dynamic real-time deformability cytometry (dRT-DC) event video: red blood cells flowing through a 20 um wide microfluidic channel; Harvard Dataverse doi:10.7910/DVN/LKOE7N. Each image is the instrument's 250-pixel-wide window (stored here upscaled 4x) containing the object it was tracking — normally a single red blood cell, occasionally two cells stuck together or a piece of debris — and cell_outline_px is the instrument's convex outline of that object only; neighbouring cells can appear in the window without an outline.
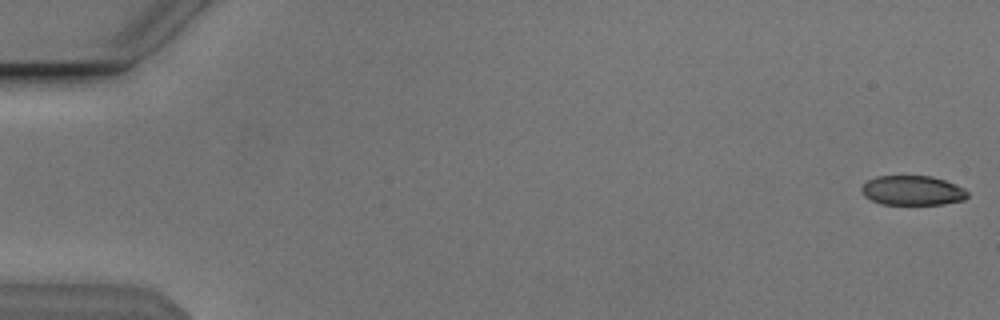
{"species": "Egyptian fruit bat (a non-hibernating species)", "species_latin": "Rousettus aegyptiacus", "temperature_condition": "cold", "stored_images_in_passage": 54, "camera_frame_rate_fps": 3000, "um_per_image_px": 0.085, "animal": {"sex": "male"}, "frame": {"image": 1, "passage_image": 1, "time_ms": 0.0, "image_size_px": [1000, 320], "cell_outline_px": [[968, 196], [964, 200], [944, 204], [880, 204], [864, 196], [860, 188], [868, 180], [876, 176], [932, 176], [956, 184], [964, 188], [968, 192]], "centroid_in_image_um": [77.57, 16.19], "position_along_channel_um": 7.4, "area_um2": 18.32}}
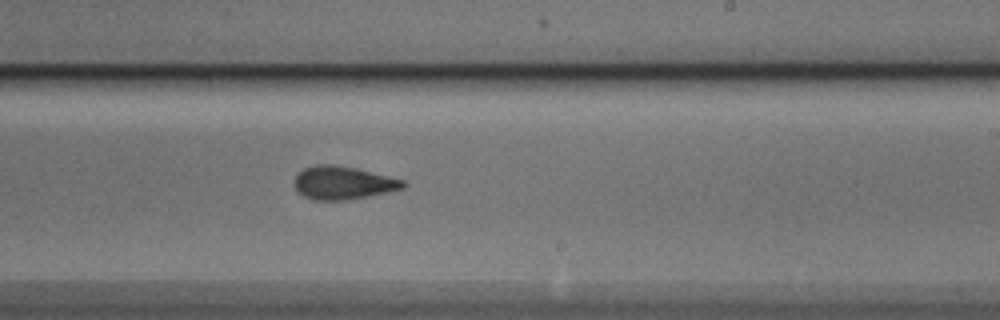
{"frame": {"image": 2, "passage_image": 33, "time_ms": 10.667, "image_size_px": [1000, 320], "cell_outline_px": [[408, 184], [404, 188], [388, 192], [348, 200], [312, 200], [296, 192], [292, 184], [296, 176], [304, 168], [316, 164], [332, 164], [356, 168], [404, 180]], "centroid_in_image_um": [29.13, 15.55], "position_along_channel_um": 259.9, "area_um2": 21.21}}
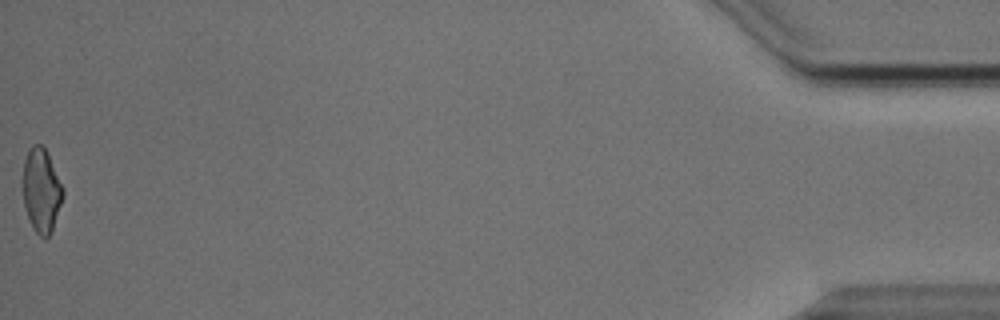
{"frame": {"image": 3, "passage_image": 54, "time_ms": 17.667, "image_size_px": [1000, 320], "cell_outline_px": [[64, 196], [52, 228], [48, 236], [44, 240], [32, 228], [24, 204], [24, 160], [28, 148], [32, 144], [40, 144], [44, 148], [64, 188]], "centroid_in_image_um": [3.52, 16.19], "position_along_channel_um": 431.7, "area_um2": 19.25}, "authors_computed_cell_mechanics": {"area_um2": 20.4323, "velocity_mm_per_s": 3.8508, "shape_relaxation_time_tau1_ms": 4.9552, "shape_relaxation_time_tau2_ms": 2.4688, "deformation_change_tau1": 0.1419, "deformation_change_tau2": 0.086}}